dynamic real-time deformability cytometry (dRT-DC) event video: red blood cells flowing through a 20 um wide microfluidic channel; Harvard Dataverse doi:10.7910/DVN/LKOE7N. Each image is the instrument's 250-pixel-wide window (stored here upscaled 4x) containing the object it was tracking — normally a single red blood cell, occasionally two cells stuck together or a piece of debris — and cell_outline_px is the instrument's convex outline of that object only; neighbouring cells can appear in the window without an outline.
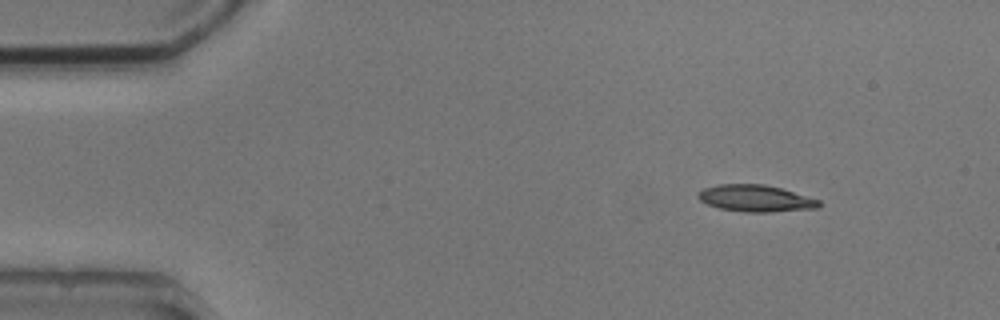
{"species": "common noctule bat (a hibernating species)", "species_latin": "Nyctalus noctula", "temperature_condition": "cold", "stored_images_in_passage": 2, "camera_frame_rate_fps": 3000, "um_per_image_px": 0.085, "animal": {"sex": "male", "body_mass_g": 20.5, "forearm_length_mm": 52.5}, "frame": {"image": 1, "passage_image": 2, "time_ms": 1.0, "image_size_px": [1000, 320], "cell_outline_px": [[820, 208], [772, 212], [744, 212], [720, 208], [708, 204], [700, 200], [696, 196], [696, 192], [704, 188], [716, 184], [764, 184], [780, 188], [820, 200]], "centroid_in_image_um": [64.2, 16.86], "position_along_channel_um": 20.8, "area_um2": 18.9}}